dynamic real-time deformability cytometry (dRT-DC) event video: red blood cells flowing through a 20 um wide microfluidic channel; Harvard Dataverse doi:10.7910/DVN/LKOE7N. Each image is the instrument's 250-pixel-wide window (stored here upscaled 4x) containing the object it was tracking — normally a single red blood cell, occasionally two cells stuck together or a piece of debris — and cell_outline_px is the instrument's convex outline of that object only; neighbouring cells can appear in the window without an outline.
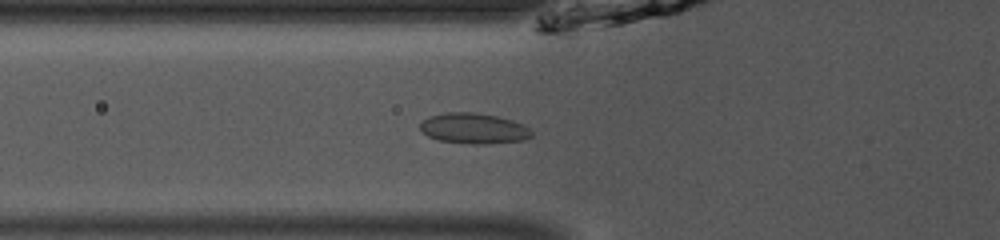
{"species": "common noctule bat (a hibernating species)", "species_latin": "Nyctalus noctula", "temperature_condition": "room temperature", "stored_images_in_passage": 52, "camera_frame_rate_fps": 3000, "um_per_image_px": 0.085, "animal": {"sex": "male", "body_mass_g": 13.0, "forearm_length_mm": 53.1}, "frame": {"image": 1, "passage_image": 20, "time_ms": 6.333, "image_size_px": [1000, 240], "cell_outline_px": [[532, 136], [524, 140], [484, 144], [472, 144], [440, 140], [428, 136], [420, 128], [420, 124], [424, 120], [432, 116], [448, 112], [472, 112], [496, 116], [512, 120], [524, 124], [532, 132]], "centroid_in_image_um": [40.3, 10.92], "position_along_channel_um": 85.5, "area_um2": 19.59}}
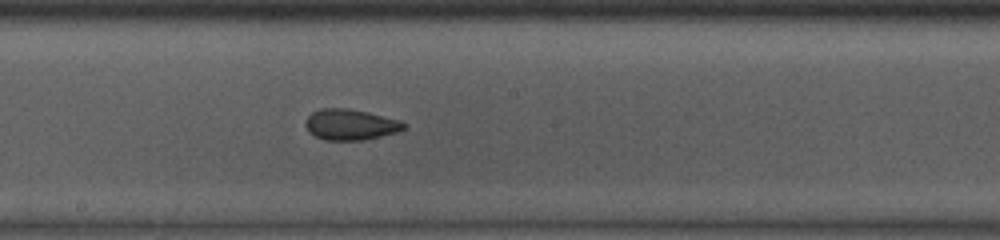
{"frame": {"image": 2, "passage_image": 30, "time_ms": 9.667, "image_size_px": [1000, 240], "cell_outline_px": [[408, 128], [396, 132], [364, 140], [324, 140], [308, 132], [304, 124], [308, 116], [312, 112], [320, 108], [348, 108], [368, 112], [400, 120], [408, 124]], "centroid_in_image_um": [29.8, 10.58], "position_along_channel_um": 218.4, "area_um2": 17.86}}
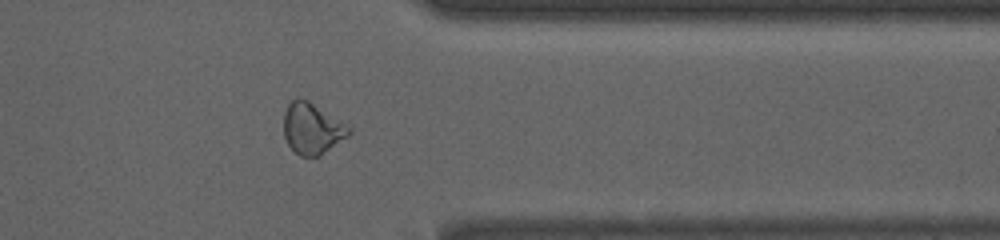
{"frame": {"image": 3, "passage_image": 43, "time_ms": 14.0, "image_size_px": [1000, 240], "cell_outline_px": [[352, 132], [348, 136], [320, 156], [300, 156], [288, 144], [284, 136], [284, 112], [288, 104], [292, 100], [308, 100], [344, 124]], "centroid_in_image_um": [26.5, 10.95], "position_along_channel_um": 384.9, "area_um2": 18.84}, "authors_computed_cell_mechanics": {"area_um2": 19.1318, "velocity_mm_per_s": 3.946, "shape_relaxation_time_tau1_ms": 5.5518, "shape_relaxation_time_tau2_ms": 1.7068, "deformation_change_tau1": 0.1098, "deformation_change_tau2": 0.066}}